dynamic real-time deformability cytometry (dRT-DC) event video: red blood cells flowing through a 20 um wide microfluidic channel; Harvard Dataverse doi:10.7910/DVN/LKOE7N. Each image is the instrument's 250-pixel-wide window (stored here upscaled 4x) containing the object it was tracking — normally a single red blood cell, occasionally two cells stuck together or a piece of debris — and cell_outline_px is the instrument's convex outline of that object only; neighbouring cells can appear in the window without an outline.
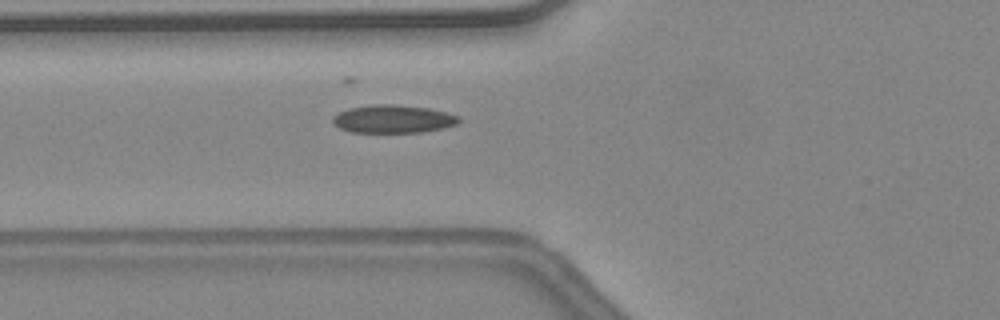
{"species": "common noctule bat (a hibernating species)", "species_latin": "Nyctalus noctula", "temperature_condition": "warm", "stored_images_in_passage": 33, "camera_frame_rate_fps": 3000, "um_per_image_px": 0.085, "animal": {"sex": "female", "body_mass_g": 24.6, "forearm_length_mm": 56.2}, "frame": {"image": 1, "passage_image": 6, "time_ms": 1.667, "image_size_px": [1000, 320], "cell_outline_px": [[460, 120], [456, 124], [444, 128], [424, 132], [352, 132], [340, 128], [332, 124], [332, 116], [348, 108], [372, 104], [392, 104], [428, 108], [460, 116]], "centroid_in_image_um": [33.39, 10.11], "position_along_channel_um": 92.4, "area_um2": 20.63}, "authors_computed_cell_mechanics": {"area_um2": 19.8832, "velocity_mm_per_s": 4.5608, "shape_relaxation_time_tau1_ms": null, "shape_relaxation_time_tau2_ms": 1.3149, "deformation_change_tau1": null, "deformation_change_tau2": 0.0627}}